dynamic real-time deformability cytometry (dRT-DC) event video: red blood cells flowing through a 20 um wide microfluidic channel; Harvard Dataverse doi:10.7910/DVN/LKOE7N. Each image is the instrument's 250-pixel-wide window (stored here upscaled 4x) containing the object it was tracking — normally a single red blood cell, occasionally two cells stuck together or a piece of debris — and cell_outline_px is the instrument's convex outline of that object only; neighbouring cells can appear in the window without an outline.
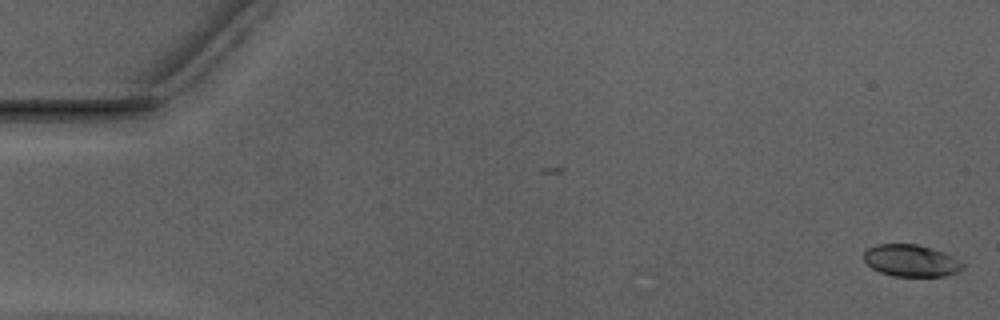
{"species": "Egyptian fruit bat (a non-hibernating species)", "species_latin": "Rousettus aegyptiacus", "temperature_condition": "warm", "stored_images_in_passage": 17, "camera_frame_rate_fps": 3000, "um_per_image_px": 0.085, "animal": {"sex": "male"}, "frame": {"image": 1, "passage_image": 1, "time_ms": 0.0, "image_size_px": [1000, 320], "cell_outline_px": [[964, 268], [956, 272], [944, 276], [892, 276], [880, 272], [872, 268], [864, 260], [864, 252], [868, 248], [876, 244], [916, 244], [932, 248], [944, 252], [952, 256], [964, 264]], "centroid_in_image_um": [77.43, 22.15], "position_along_channel_um": 7.6, "area_um2": 18.38}}
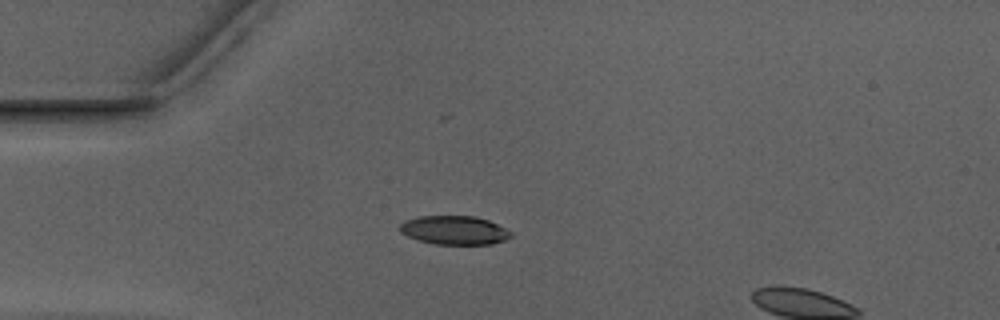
{"frame": {"image": 2, "passage_image": 14, "time_ms": 4.333, "image_size_px": [1000, 320], "cell_outline_px": [[512, 236], [504, 240], [492, 244], [432, 244], [408, 236], [400, 232], [400, 224], [404, 220], [420, 216], [476, 216], [488, 220], [512, 232]], "centroid_in_image_um": [38.61, 19.56], "position_along_channel_um": 46.4, "area_um2": 18.55}}